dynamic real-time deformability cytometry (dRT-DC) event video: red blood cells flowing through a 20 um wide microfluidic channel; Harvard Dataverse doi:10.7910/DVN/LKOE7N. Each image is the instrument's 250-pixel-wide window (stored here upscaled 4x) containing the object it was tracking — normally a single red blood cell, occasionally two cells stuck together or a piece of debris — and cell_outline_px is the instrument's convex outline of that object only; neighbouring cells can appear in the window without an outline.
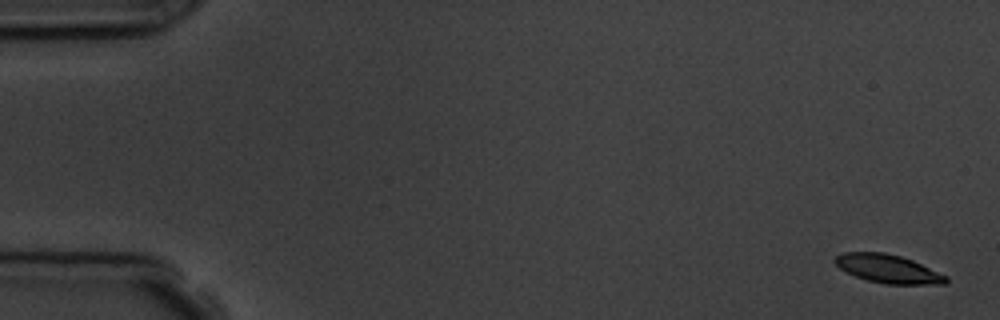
{"species": "common noctule bat (a hibernating species)", "species_latin": "Nyctalus noctula", "temperature_condition": "room temperature", "stored_images_in_passage": 6, "camera_frame_rate_fps": 3000, "um_per_image_px": 0.085, "animal": {"sex": "male", "body_mass_g": 19.5, "forearm_length_mm": 54.6}, "frame": {"image": 1, "passage_image": 1, "time_ms": 0.0, "image_size_px": [1000, 320], "cell_outline_px": [[948, 284], [884, 284], [868, 280], [856, 276], [840, 268], [832, 260], [836, 256], [844, 252], [884, 252], [900, 256], [912, 260], [948, 276]], "centroid_in_image_um": [75.5, 22.85], "position_along_channel_um": 9.5, "area_um2": 18.32}}
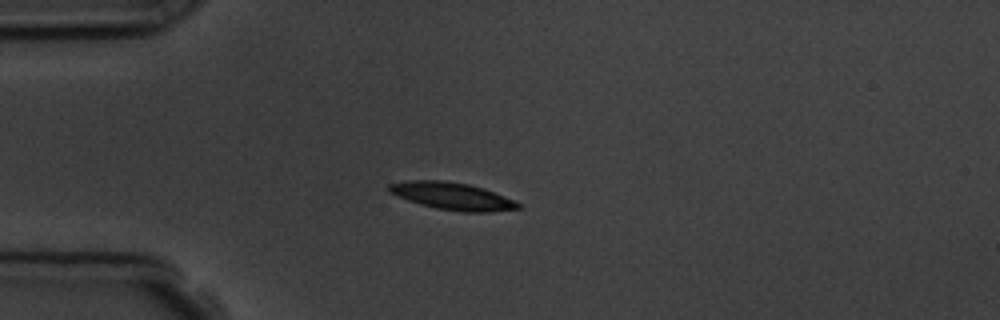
{"frame": {"image": 2, "passage_image": 4, "time_ms": 4.333, "image_size_px": [1000, 320], "cell_outline_px": [[520, 208], [488, 212], [464, 212], [436, 208], [420, 204], [408, 200], [388, 192], [388, 184], [408, 180], [444, 180], [468, 184], [484, 188], [504, 196], [520, 204]], "centroid_in_image_um": [38.4, 16.66], "position_along_channel_um": 46.6, "area_um2": 20.4}}